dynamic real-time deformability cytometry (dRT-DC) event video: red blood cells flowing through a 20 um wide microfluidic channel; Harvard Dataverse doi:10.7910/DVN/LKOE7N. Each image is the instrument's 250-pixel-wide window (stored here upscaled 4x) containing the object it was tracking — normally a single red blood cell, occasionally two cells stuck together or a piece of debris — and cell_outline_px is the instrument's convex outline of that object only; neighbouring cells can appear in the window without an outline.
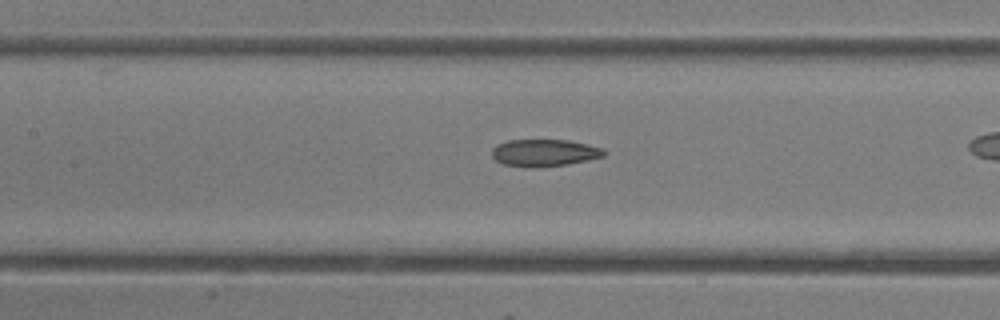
{"species": "common noctule bat (a hibernating species)", "species_latin": "Nyctalus noctula", "temperature_condition": "room temperature", "stored_images_in_passage": 37, "camera_frame_rate_fps": 3000, "um_per_image_px": 0.085, "animal": {"sex": "female"}, "frame": {"image": 1, "passage_image": 22, "time_ms": 7.0, "image_size_px": [1000, 320], "cell_outline_px": [[604, 156], [568, 164], [528, 168], [504, 164], [496, 160], [492, 156], [492, 148], [496, 144], [508, 140], [568, 140], [604, 148]], "centroid_in_image_um": [46.23, 12.98], "position_along_channel_um": 161.2, "area_um2": 17.63}}